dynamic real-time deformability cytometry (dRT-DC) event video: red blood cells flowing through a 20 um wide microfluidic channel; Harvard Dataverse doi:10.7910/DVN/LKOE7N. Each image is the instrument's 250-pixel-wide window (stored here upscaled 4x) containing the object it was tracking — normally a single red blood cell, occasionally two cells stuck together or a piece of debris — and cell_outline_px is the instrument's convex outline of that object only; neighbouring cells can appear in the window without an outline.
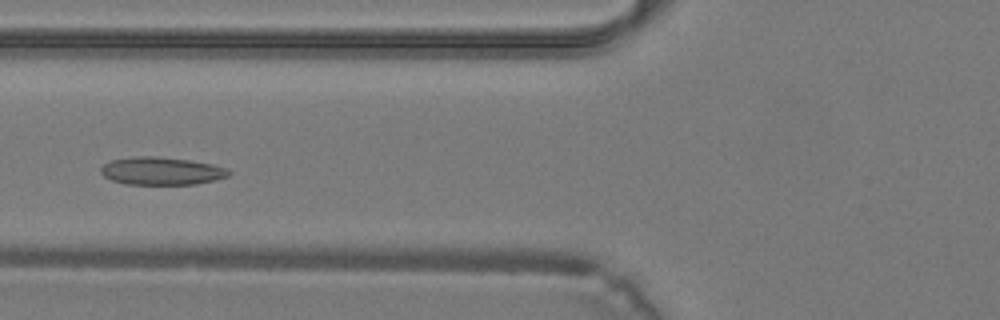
{"species": "common noctule bat (a hibernating species)", "species_latin": "Nyctalus noctula", "temperature_condition": "warm", "stored_images_in_passage": 30, "camera_frame_rate_fps": 3000, "um_per_image_px": 0.085, "animal": {"sex": "male", "body_mass_g": 19.2, "forearm_length_mm": 51.8}, "frame": {"image": 1, "passage_image": 10, "time_ms": 3.0, "image_size_px": [1000, 320], "cell_outline_px": [[232, 172], [228, 176], [216, 180], [196, 184], [124, 184], [112, 180], [104, 176], [100, 172], [100, 168], [108, 160], [132, 156], [156, 156], [188, 160], [212, 164], [228, 168]], "centroid_in_image_um": [13.71, 14.53], "position_along_channel_um": 112.1, "area_um2": 20.92}}
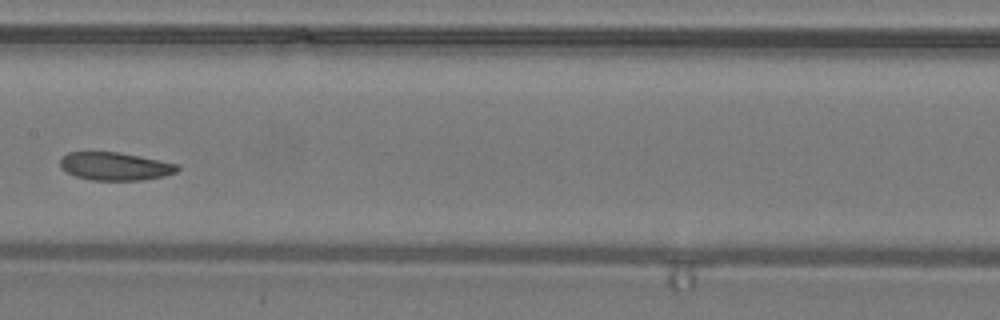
{"frame": {"image": 2, "passage_image": 15, "time_ms": 4.667, "image_size_px": [1000, 320], "cell_outline_px": [[180, 168], [176, 172], [164, 176], [144, 180], [92, 180], [76, 176], [68, 172], [60, 164], [60, 156], [68, 152], [120, 152], [180, 164]], "centroid_in_image_um": [9.82, 14.13], "position_along_channel_um": 197.6, "area_um2": 19.19}}
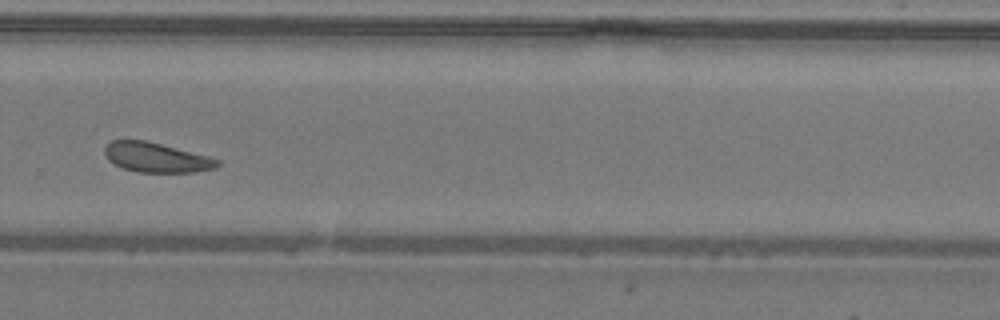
{"frame": {"image": 3, "passage_image": 22, "time_ms": 7.0, "image_size_px": [1000, 320], "cell_outline_px": [[220, 164], [216, 168], [196, 172], [136, 172], [124, 168], [108, 160], [104, 152], [104, 148], [112, 140], [144, 140], [208, 156], [220, 160]], "centroid_in_image_um": [13.3, 13.39], "position_along_channel_um": 316.5, "area_um2": 19.31}}